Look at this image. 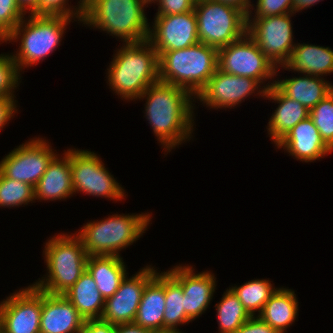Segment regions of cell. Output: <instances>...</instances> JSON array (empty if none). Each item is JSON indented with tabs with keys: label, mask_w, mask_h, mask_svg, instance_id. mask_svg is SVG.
Wrapping results in <instances>:
<instances>
[{
	"label": "cell",
	"mask_w": 333,
	"mask_h": 333,
	"mask_svg": "<svg viewBox=\"0 0 333 333\" xmlns=\"http://www.w3.org/2000/svg\"><path fill=\"white\" fill-rule=\"evenodd\" d=\"M185 89L158 81L138 98H146L145 116L164 151H171L179 144L190 140L194 126L195 98ZM193 100V101H192ZM166 149V150H165Z\"/></svg>",
	"instance_id": "obj_1"
},
{
	"label": "cell",
	"mask_w": 333,
	"mask_h": 333,
	"mask_svg": "<svg viewBox=\"0 0 333 333\" xmlns=\"http://www.w3.org/2000/svg\"><path fill=\"white\" fill-rule=\"evenodd\" d=\"M108 70V84L125 100L138 99L149 85L159 81L158 54L148 41L123 43Z\"/></svg>",
	"instance_id": "obj_2"
},
{
	"label": "cell",
	"mask_w": 333,
	"mask_h": 333,
	"mask_svg": "<svg viewBox=\"0 0 333 333\" xmlns=\"http://www.w3.org/2000/svg\"><path fill=\"white\" fill-rule=\"evenodd\" d=\"M159 81L187 90L194 97L218 68V49L197 43L158 56Z\"/></svg>",
	"instance_id": "obj_3"
},
{
	"label": "cell",
	"mask_w": 333,
	"mask_h": 333,
	"mask_svg": "<svg viewBox=\"0 0 333 333\" xmlns=\"http://www.w3.org/2000/svg\"><path fill=\"white\" fill-rule=\"evenodd\" d=\"M142 0H85L83 24L106 31L125 43L148 40L149 25Z\"/></svg>",
	"instance_id": "obj_4"
},
{
	"label": "cell",
	"mask_w": 333,
	"mask_h": 333,
	"mask_svg": "<svg viewBox=\"0 0 333 333\" xmlns=\"http://www.w3.org/2000/svg\"><path fill=\"white\" fill-rule=\"evenodd\" d=\"M108 217L88 222L76 233L88 256L121 257L119 252L139 240L152 219L150 213Z\"/></svg>",
	"instance_id": "obj_5"
},
{
	"label": "cell",
	"mask_w": 333,
	"mask_h": 333,
	"mask_svg": "<svg viewBox=\"0 0 333 333\" xmlns=\"http://www.w3.org/2000/svg\"><path fill=\"white\" fill-rule=\"evenodd\" d=\"M45 244L43 252L47 277L39 278L32 285L49 294H63L86 271L88 254L76 234H57Z\"/></svg>",
	"instance_id": "obj_6"
},
{
	"label": "cell",
	"mask_w": 333,
	"mask_h": 333,
	"mask_svg": "<svg viewBox=\"0 0 333 333\" xmlns=\"http://www.w3.org/2000/svg\"><path fill=\"white\" fill-rule=\"evenodd\" d=\"M26 20L24 17L7 37L9 42L21 38L19 50L12 55L19 72L24 67H31L40 60H44L45 57L56 50L65 33V27L71 22L72 17L65 15H31Z\"/></svg>",
	"instance_id": "obj_7"
},
{
	"label": "cell",
	"mask_w": 333,
	"mask_h": 333,
	"mask_svg": "<svg viewBox=\"0 0 333 333\" xmlns=\"http://www.w3.org/2000/svg\"><path fill=\"white\" fill-rule=\"evenodd\" d=\"M198 40L220 49L246 34L247 16L234 6L217 0H196Z\"/></svg>",
	"instance_id": "obj_8"
},
{
	"label": "cell",
	"mask_w": 333,
	"mask_h": 333,
	"mask_svg": "<svg viewBox=\"0 0 333 333\" xmlns=\"http://www.w3.org/2000/svg\"><path fill=\"white\" fill-rule=\"evenodd\" d=\"M70 167L74 194L83 192L90 196H100L116 201L126 196L123 187L106 170L96 153L70 149Z\"/></svg>",
	"instance_id": "obj_9"
},
{
	"label": "cell",
	"mask_w": 333,
	"mask_h": 333,
	"mask_svg": "<svg viewBox=\"0 0 333 333\" xmlns=\"http://www.w3.org/2000/svg\"><path fill=\"white\" fill-rule=\"evenodd\" d=\"M293 14L254 18L251 14L247 16L246 33L256 42L261 52L278 68L289 60L292 49L295 47L290 20V16Z\"/></svg>",
	"instance_id": "obj_10"
},
{
	"label": "cell",
	"mask_w": 333,
	"mask_h": 333,
	"mask_svg": "<svg viewBox=\"0 0 333 333\" xmlns=\"http://www.w3.org/2000/svg\"><path fill=\"white\" fill-rule=\"evenodd\" d=\"M218 69L227 74L255 79L260 84L279 72L247 33L218 49Z\"/></svg>",
	"instance_id": "obj_11"
},
{
	"label": "cell",
	"mask_w": 333,
	"mask_h": 333,
	"mask_svg": "<svg viewBox=\"0 0 333 333\" xmlns=\"http://www.w3.org/2000/svg\"><path fill=\"white\" fill-rule=\"evenodd\" d=\"M56 155L46 140L39 137L30 139L0 161V173L35 187Z\"/></svg>",
	"instance_id": "obj_12"
},
{
	"label": "cell",
	"mask_w": 333,
	"mask_h": 333,
	"mask_svg": "<svg viewBox=\"0 0 333 333\" xmlns=\"http://www.w3.org/2000/svg\"><path fill=\"white\" fill-rule=\"evenodd\" d=\"M42 290L19 289L0 302V329L4 333H40Z\"/></svg>",
	"instance_id": "obj_13"
},
{
	"label": "cell",
	"mask_w": 333,
	"mask_h": 333,
	"mask_svg": "<svg viewBox=\"0 0 333 333\" xmlns=\"http://www.w3.org/2000/svg\"><path fill=\"white\" fill-rule=\"evenodd\" d=\"M274 84L275 82L267 83L262 87L255 79L227 74L217 68L195 98L197 97L196 99H199L202 104H206V107L231 109L249 95L255 94V91L258 92L257 95L264 97L266 90Z\"/></svg>",
	"instance_id": "obj_14"
},
{
	"label": "cell",
	"mask_w": 333,
	"mask_h": 333,
	"mask_svg": "<svg viewBox=\"0 0 333 333\" xmlns=\"http://www.w3.org/2000/svg\"><path fill=\"white\" fill-rule=\"evenodd\" d=\"M149 28L148 41L157 51L184 49L199 43L197 17L193 11L183 14L155 16Z\"/></svg>",
	"instance_id": "obj_15"
},
{
	"label": "cell",
	"mask_w": 333,
	"mask_h": 333,
	"mask_svg": "<svg viewBox=\"0 0 333 333\" xmlns=\"http://www.w3.org/2000/svg\"><path fill=\"white\" fill-rule=\"evenodd\" d=\"M154 267L146 266L134 276L123 279L118 290L105 300V307L100 318L112 325L133 323L135 321L143 290L155 276Z\"/></svg>",
	"instance_id": "obj_16"
},
{
	"label": "cell",
	"mask_w": 333,
	"mask_h": 333,
	"mask_svg": "<svg viewBox=\"0 0 333 333\" xmlns=\"http://www.w3.org/2000/svg\"><path fill=\"white\" fill-rule=\"evenodd\" d=\"M191 266H174L167 272L181 285L185 294V314L193 321L208 308L216 287L211 272L194 273Z\"/></svg>",
	"instance_id": "obj_17"
},
{
	"label": "cell",
	"mask_w": 333,
	"mask_h": 333,
	"mask_svg": "<svg viewBox=\"0 0 333 333\" xmlns=\"http://www.w3.org/2000/svg\"><path fill=\"white\" fill-rule=\"evenodd\" d=\"M85 321L63 294L42 291L40 333H81Z\"/></svg>",
	"instance_id": "obj_18"
},
{
	"label": "cell",
	"mask_w": 333,
	"mask_h": 333,
	"mask_svg": "<svg viewBox=\"0 0 333 333\" xmlns=\"http://www.w3.org/2000/svg\"><path fill=\"white\" fill-rule=\"evenodd\" d=\"M275 146L285 149L302 162L318 160L333 151L324 142L310 117L295 125Z\"/></svg>",
	"instance_id": "obj_19"
},
{
	"label": "cell",
	"mask_w": 333,
	"mask_h": 333,
	"mask_svg": "<svg viewBox=\"0 0 333 333\" xmlns=\"http://www.w3.org/2000/svg\"><path fill=\"white\" fill-rule=\"evenodd\" d=\"M63 155L62 158L56 155L51 160L47 170L34 187L35 200H61L73 195L70 149Z\"/></svg>",
	"instance_id": "obj_20"
},
{
	"label": "cell",
	"mask_w": 333,
	"mask_h": 333,
	"mask_svg": "<svg viewBox=\"0 0 333 333\" xmlns=\"http://www.w3.org/2000/svg\"><path fill=\"white\" fill-rule=\"evenodd\" d=\"M263 98L279 103L267 127L274 144H277L300 121L309 117L310 110L295 99L285 96L275 85L266 90Z\"/></svg>",
	"instance_id": "obj_21"
},
{
	"label": "cell",
	"mask_w": 333,
	"mask_h": 333,
	"mask_svg": "<svg viewBox=\"0 0 333 333\" xmlns=\"http://www.w3.org/2000/svg\"><path fill=\"white\" fill-rule=\"evenodd\" d=\"M165 272H156L146 284L134 323L154 333L163 331Z\"/></svg>",
	"instance_id": "obj_22"
},
{
	"label": "cell",
	"mask_w": 333,
	"mask_h": 333,
	"mask_svg": "<svg viewBox=\"0 0 333 333\" xmlns=\"http://www.w3.org/2000/svg\"><path fill=\"white\" fill-rule=\"evenodd\" d=\"M280 67L304 75L321 77L333 72V50L312 44H295L289 60Z\"/></svg>",
	"instance_id": "obj_23"
},
{
	"label": "cell",
	"mask_w": 333,
	"mask_h": 333,
	"mask_svg": "<svg viewBox=\"0 0 333 333\" xmlns=\"http://www.w3.org/2000/svg\"><path fill=\"white\" fill-rule=\"evenodd\" d=\"M275 86L290 99H295L308 110L316 106L324 97L333 91V85L323 77L304 74L303 77H293L275 80Z\"/></svg>",
	"instance_id": "obj_24"
},
{
	"label": "cell",
	"mask_w": 333,
	"mask_h": 333,
	"mask_svg": "<svg viewBox=\"0 0 333 333\" xmlns=\"http://www.w3.org/2000/svg\"><path fill=\"white\" fill-rule=\"evenodd\" d=\"M86 270L105 300L114 295L128 274L123 258L119 256H88Z\"/></svg>",
	"instance_id": "obj_25"
},
{
	"label": "cell",
	"mask_w": 333,
	"mask_h": 333,
	"mask_svg": "<svg viewBox=\"0 0 333 333\" xmlns=\"http://www.w3.org/2000/svg\"><path fill=\"white\" fill-rule=\"evenodd\" d=\"M297 315L296 294L293 290L283 287L276 290L258 313V317L278 333H285V330L295 322Z\"/></svg>",
	"instance_id": "obj_26"
},
{
	"label": "cell",
	"mask_w": 333,
	"mask_h": 333,
	"mask_svg": "<svg viewBox=\"0 0 333 333\" xmlns=\"http://www.w3.org/2000/svg\"><path fill=\"white\" fill-rule=\"evenodd\" d=\"M97 288L96 282L86 270L63 295L85 320L100 319L104 311L105 299Z\"/></svg>",
	"instance_id": "obj_27"
},
{
	"label": "cell",
	"mask_w": 333,
	"mask_h": 333,
	"mask_svg": "<svg viewBox=\"0 0 333 333\" xmlns=\"http://www.w3.org/2000/svg\"><path fill=\"white\" fill-rule=\"evenodd\" d=\"M185 294L181 285L166 271L165 272V309L163 316V331L179 330L178 325L192 321L184 311Z\"/></svg>",
	"instance_id": "obj_28"
},
{
	"label": "cell",
	"mask_w": 333,
	"mask_h": 333,
	"mask_svg": "<svg viewBox=\"0 0 333 333\" xmlns=\"http://www.w3.org/2000/svg\"><path fill=\"white\" fill-rule=\"evenodd\" d=\"M215 306L220 333H234L251 317L230 288Z\"/></svg>",
	"instance_id": "obj_29"
},
{
	"label": "cell",
	"mask_w": 333,
	"mask_h": 333,
	"mask_svg": "<svg viewBox=\"0 0 333 333\" xmlns=\"http://www.w3.org/2000/svg\"><path fill=\"white\" fill-rule=\"evenodd\" d=\"M275 288L271 281L266 279H253L241 286L230 287L251 316H255L257 311L261 312L265 303L278 289Z\"/></svg>",
	"instance_id": "obj_30"
},
{
	"label": "cell",
	"mask_w": 333,
	"mask_h": 333,
	"mask_svg": "<svg viewBox=\"0 0 333 333\" xmlns=\"http://www.w3.org/2000/svg\"><path fill=\"white\" fill-rule=\"evenodd\" d=\"M35 201L34 187L30 184L12 180L0 173V207H19Z\"/></svg>",
	"instance_id": "obj_31"
},
{
	"label": "cell",
	"mask_w": 333,
	"mask_h": 333,
	"mask_svg": "<svg viewBox=\"0 0 333 333\" xmlns=\"http://www.w3.org/2000/svg\"><path fill=\"white\" fill-rule=\"evenodd\" d=\"M309 117L324 142L333 150V91L310 110Z\"/></svg>",
	"instance_id": "obj_32"
},
{
	"label": "cell",
	"mask_w": 333,
	"mask_h": 333,
	"mask_svg": "<svg viewBox=\"0 0 333 333\" xmlns=\"http://www.w3.org/2000/svg\"><path fill=\"white\" fill-rule=\"evenodd\" d=\"M20 79V72L12 55L0 54V98H14L13 90L19 85Z\"/></svg>",
	"instance_id": "obj_33"
},
{
	"label": "cell",
	"mask_w": 333,
	"mask_h": 333,
	"mask_svg": "<svg viewBox=\"0 0 333 333\" xmlns=\"http://www.w3.org/2000/svg\"><path fill=\"white\" fill-rule=\"evenodd\" d=\"M66 1L68 2V0H40V15H65L81 22L85 10V0H80L76 8L67 6Z\"/></svg>",
	"instance_id": "obj_34"
},
{
	"label": "cell",
	"mask_w": 333,
	"mask_h": 333,
	"mask_svg": "<svg viewBox=\"0 0 333 333\" xmlns=\"http://www.w3.org/2000/svg\"><path fill=\"white\" fill-rule=\"evenodd\" d=\"M24 16L17 0H0V31L7 37Z\"/></svg>",
	"instance_id": "obj_35"
},
{
	"label": "cell",
	"mask_w": 333,
	"mask_h": 333,
	"mask_svg": "<svg viewBox=\"0 0 333 333\" xmlns=\"http://www.w3.org/2000/svg\"><path fill=\"white\" fill-rule=\"evenodd\" d=\"M254 17L294 13L293 0H257Z\"/></svg>",
	"instance_id": "obj_36"
},
{
	"label": "cell",
	"mask_w": 333,
	"mask_h": 333,
	"mask_svg": "<svg viewBox=\"0 0 333 333\" xmlns=\"http://www.w3.org/2000/svg\"><path fill=\"white\" fill-rule=\"evenodd\" d=\"M196 0H158V12L155 16L183 14L193 11Z\"/></svg>",
	"instance_id": "obj_37"
},
{
	"label": "cell",
	"mask_w": 333,
	"mask_h": 333,
	"mask_svg": "<svg viewBox=\"0 0 333 333\" xmlns=\"http://www.w3.org/2000/svg\"><path fill=\"white\" fill-rule=\"evenodd\" d=\"M234 333H278L269 324L262 321L257 315L251 316L237 331Z\"/></svg>",
	"instance_id": "obj_38"
},
{
	"label": "cell",
	"mask_w": 333,
	"mask_h": 333,
	"mask_svg": "<svg viewBox=\"0 0 333 333\" xmlns=\"http://www.w3.org/2000/svg\"><path fill=\"white\" fill-rule=\"evenodd\" d=\"M16 105L14 98H0V130L16 114Z\"/></svg>",
	"instance_id": "obj_39"
},
{
	"label": "cell",
	"mask_w": 333,
	"mask_h": 333,
	"mask_svg": "<svg viewBox=\"0 0 333 333\" xmlns=\"http://www.w3.org/2000/svg\"><path fill=\"white\" fill-rule=\"evenodd\" d=\"M81 333H116V325L104 322L101 319L86 320Z\"/></svg>",
	"instance_id": "obj_40"
},
{
	"label": "cell",
	"mask_w": 333,
	"mask_h": 333,
	"mask_svg": "<svg viewBox=\"0 0 333 333\" xmlns=\"http://www.w3.org/2000/svg\"><path fill=\"white\" fill-rule=\"evenodd\" d=\"M19 8L26 15L29 10L30 15H40V0H17Z\"/></svg>",
	"instance_id": "obj_41"
},
{
	"label": "cell",
	"mask_w": 333,
	"mask_h": 333,
	"mask_svg": "<svg viewBox=\"0 0 333 333\" xmlns=\"http://www.w3.org/2000/svg\"><path fill=\"white\" fill-rule=\"evenodd\" d=\"M218 2L234 6L241 10L246 16L249 14H254L250 9L253 10V4L251 5L250 0H217Z\"/></svg>",
	"instance_id": "obj_42"
},
{
	"label": "cell",
	"mask_w": 333,
	"mask_h": 333,
	"mask_svg": "<svg viewBox=\"0 0 333 333\" xmlns=\"http://www.w3.org/2000/svg\"><path fill=\"white\" fill-rule=\"evenodd\" d=\"M116 333H154L133 323L116 325Z\"/></svg>",
	"instance_id": "obj_43"
},
{
	"label": "cell",
	"mask_w": 333,
	"mask_h": 333,
	"mask_svg": "<svg viewBox=\"0 0 333 333\" xmlns=\"http://www.w3.org/2000/svg\"><path fill=\"white\" fill-rule=\"evenodd\" d=\"M317 2H320V0H293L294 13L313 6Z\"/></svg>",
	"instance_id": "obj_44"
},
{
	"label": "cell",
	"mask_w": 333,
	"mask_h": 333,
	"mask_svg": "<svg viewBox=\"0 0 333 333\" xmlns=\"http://www.w3.org/2000/svg\"><path fill=\"white\" fill-rule=\"evenodd\" d=\"M143 4L145 5V8H146V5L148 6V4H151V3H157L158 0H142Z\"/></svg>",
	"instance_id": "obj_45"
},
{
	"label": "cell",
	"mask_w": 333,
	"mask_h": 333,
	"mask_svg": "<svg viewBox=\"0 0 333 333\" xmlns=\"http://www.w3.org/2000/svg\"><path fill=\"white\" fill-rule=\"evenodd\" d=\"M0 41L1 42H6L7 43V36L0 31Z\"/></svg>",
	"instance_id": "obj_46"
},
{
	"label": "cell",
	"mask_w": 333,
	"mask_h": 333,
	"mask_svg": "<svg viewBox=\"0 0 333 333\" xmlns=\"http://www.w3.org/2000/svg\"><path fill=\"white\" fill-rule=\"evenodd\" d=\"M156 333H183L181 331H171V330H166V331H159V332H156Z\"/></svg>",
	"instance_id": "obj_47"
}]
</instances>
